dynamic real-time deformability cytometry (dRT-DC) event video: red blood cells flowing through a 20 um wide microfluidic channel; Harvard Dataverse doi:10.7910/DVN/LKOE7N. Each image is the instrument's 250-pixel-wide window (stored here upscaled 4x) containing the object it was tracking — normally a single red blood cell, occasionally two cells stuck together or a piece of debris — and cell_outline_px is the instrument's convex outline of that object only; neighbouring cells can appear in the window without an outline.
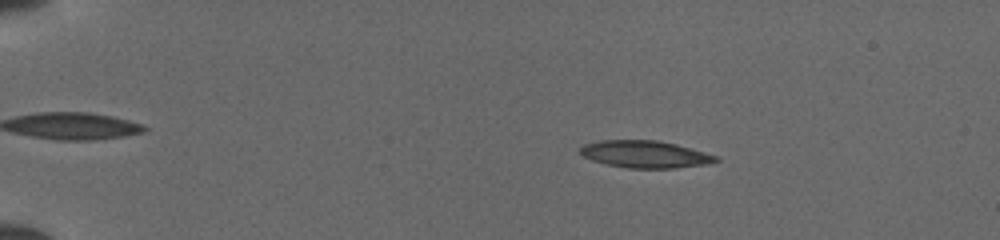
{"species": "common noctule bat (a hibernating species)", "species_latin": "Nyctalus noctula", "temperature_condition": "cold", "stored_images_in_passage": 46, "camera_frame_rate_fps": 3000, "um_per_image_px": 0.085, "animal": {"sex": "female", "body_mass_g": 19.5, "forearm_length_mm": 54.1}, "frame": {"image": 1, "passage_image": 5, "time_ms": 1.333, "image_size_px": [1000, 240], "cell_outline_px": [[720, 160], [700, 164], [672, 168], [628, 168], [608, 164], [584, 156], [580, 152], [580, 148], [584, 144], [604, 140], [656, 140], [688, 148], [716, 156]], "centroid_in_image_um": [54.77, 13.1], "position_along_channel_um": 30.2, "area_um2": 20.63}}
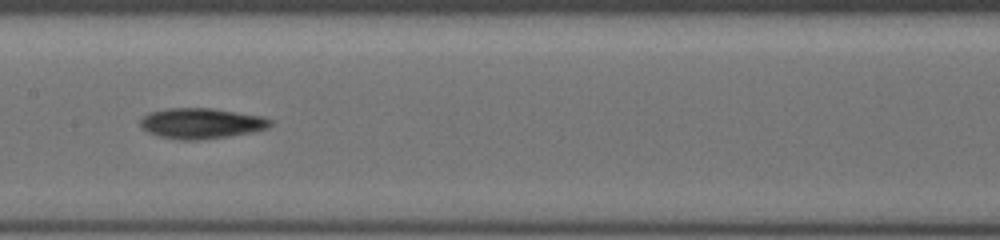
{"frame": {"image": 2, "passage_image": 23, "time_ms": 7.333, "image_size_px": [1000, 240], "cell_outline_px": [[272, 124], [268, 128], [252, 132], [228, 136], [196, 140], [180, 140], [160, 136], [148, 132], [140, 124], [140, 120], [144, 116], [152, 112], [168, 108], [212, 108], [260, 116], [272, 120]], "centroid_in_image_um": [17.12, 10.48], "position_along_channel_um": 190.3, "area_um2": 22.83}}
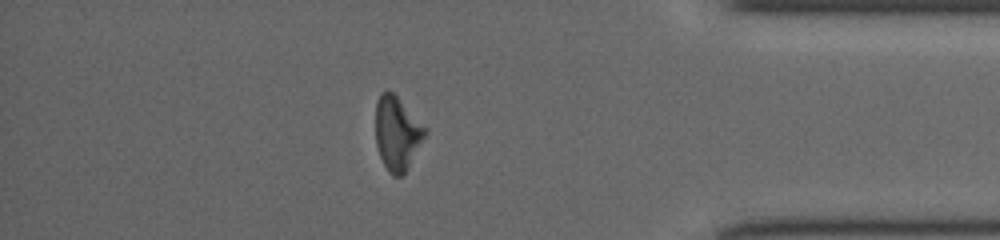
{"frame": {"image": 3, "passage_image": 40, "time_ms": 13.0, "image_size_px": [1000, 240], "cell_outline_px": [[428, 132], [404, 172], [400, 176], [392, 176], [388, 172], [380, 156], [376, 144], [376, 100], [380, 92], [388, 88], [428, 128]], "centroid_in_image_um": [33.75, 11.28], "position_along_channel_um": 401.5, "area_um2": 21.21}}